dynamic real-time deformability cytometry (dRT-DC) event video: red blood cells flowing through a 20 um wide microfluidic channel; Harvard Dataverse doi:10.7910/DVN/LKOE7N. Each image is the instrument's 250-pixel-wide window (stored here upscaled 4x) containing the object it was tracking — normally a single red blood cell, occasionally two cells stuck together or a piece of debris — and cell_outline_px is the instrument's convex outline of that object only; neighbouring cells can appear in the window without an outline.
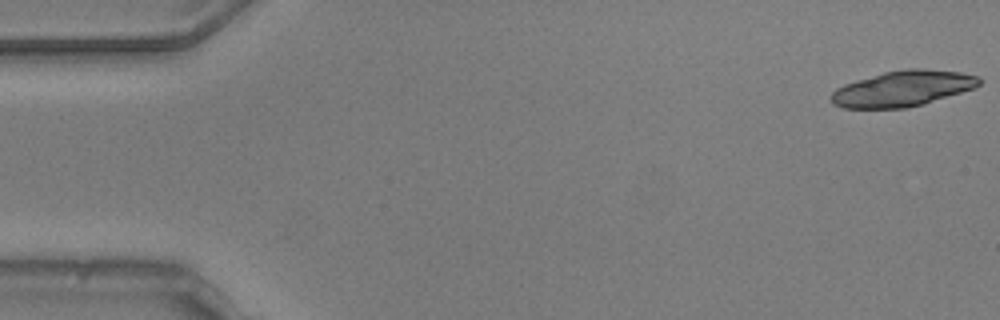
{"species": "common noctule bat (a hibernating species)", "species_latin": "Nyctalus noctula", "temperature_condition": "warm", "stored_images_in_passage": 15, "camera_frame_rate_fps": 3000, "um_per_image_px": 0.085, "animal": {"sex": "male", "body_mass_g": 20.5, "forearm_length_mm": 52.5}, "frame": {"image": 1, "passage_image": 1, "time_ms": 0.0, "image_size_px": [1000, 320], "cell_outline_px": [[980, 84], [976, 88], [924, 104], [908, 108], [844, 108], [832, 104], [832, 92], [836, 88], [844, 84], [856, 80], [884, 72], [908, 68], [924, 68], [960, 72], [980, 76]], "centroid_in_image_um": [76.76, 7.53], "position_along_channel_um": 8.2, "area_um2": 30.98}}